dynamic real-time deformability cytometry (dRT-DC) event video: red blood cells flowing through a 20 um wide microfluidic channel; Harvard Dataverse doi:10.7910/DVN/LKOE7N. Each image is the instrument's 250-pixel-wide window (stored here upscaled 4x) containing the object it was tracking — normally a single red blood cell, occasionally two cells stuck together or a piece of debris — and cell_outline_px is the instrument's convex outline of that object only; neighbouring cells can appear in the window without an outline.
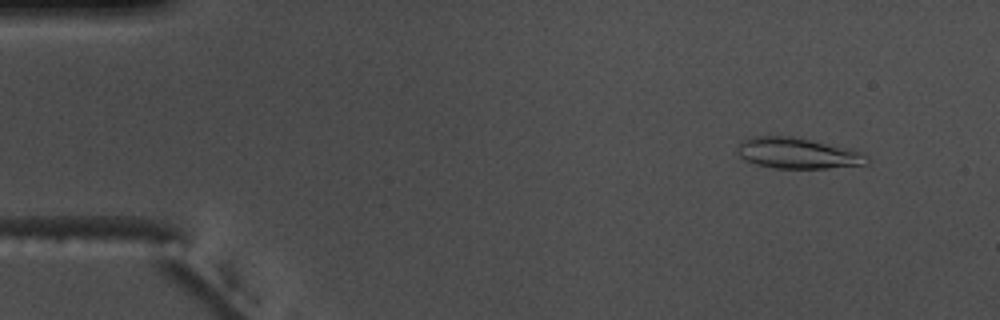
{"species": "common noctule bat (a hibernating species)", "species_latin": "Nyctalus noctula", "temperature_condition": "warm", "stored_images_in_passage": 55, "camera_frame_rate_fps": 3000, "um_per_image_px": 0.085, "animal": {"sex": "male", "body_mass_g": 17.5, "forearm_length_mm": 52.3}, "frame": {"image": 1, "passage_image": 5, "time_ms": 1.333, "image_size_px": [1000, 320], "cell_outline_px": [[868, 164], [828, 168], [776, 168], [756, 164], [740, 156], [736, 152], [736, 148], [744, 140], [752, 136], [792, 136], [864, 152], [868, 156]], "centroid_in_image_um": [67.81, 13.02], "position_along_channel_um": 17.2, "area_um2": 23.06}}
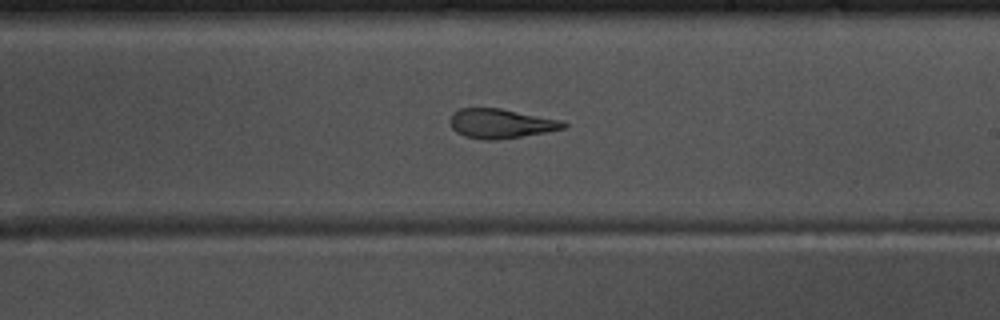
{"frame": {"image": 2, "passage_image": 32, "time_ms": 10.333, "image_size_px": [1000, 320], "cell_outline_px": [[568, 128], [496, 140], [484, 140], [464, 136], [456, 132], [452, 128], [448, 120], [460, 108], [500, 108], [564, 120], [568, 124]], "centroid_in_image_um": [42.6, 10.5], "position_along_channel_um": 246.4, "area_um2": 19.54}}
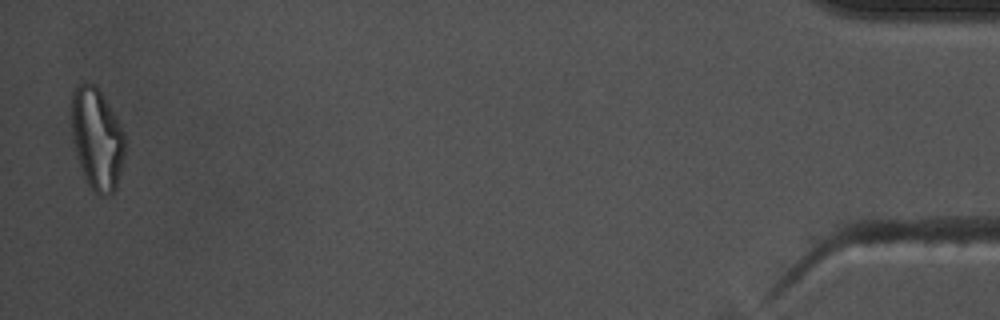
{"frame": {"image": 3, "passage_image": 54, "time_ms": 17.667, "image_size_px": [1000, 320], "cell_outline_px": [[124, 160], [116, 188], [108, 196], [100, 196], [88, 184], [84, 176], [72, 140], [72, 92], [76, 84], [84, 80], [96, 84], [104, 96], [124, 132]], "centroid_in_image_um": [8.24, 11.75], "position_along_channel_um": 427.0, "area_um2": 31.79}, "authors_computed_cell_mechanics": {"area_um2": 21.3282, "velocity_mm_per_s": 3.6967, "shape_relaxation_time_tau1_ms": 8.8917, "shape_relaxation_time_tau2_ms": 2.0296, "deformation_change_tau1": 0.2735, "deformation_change_tau2": 0.1023}}